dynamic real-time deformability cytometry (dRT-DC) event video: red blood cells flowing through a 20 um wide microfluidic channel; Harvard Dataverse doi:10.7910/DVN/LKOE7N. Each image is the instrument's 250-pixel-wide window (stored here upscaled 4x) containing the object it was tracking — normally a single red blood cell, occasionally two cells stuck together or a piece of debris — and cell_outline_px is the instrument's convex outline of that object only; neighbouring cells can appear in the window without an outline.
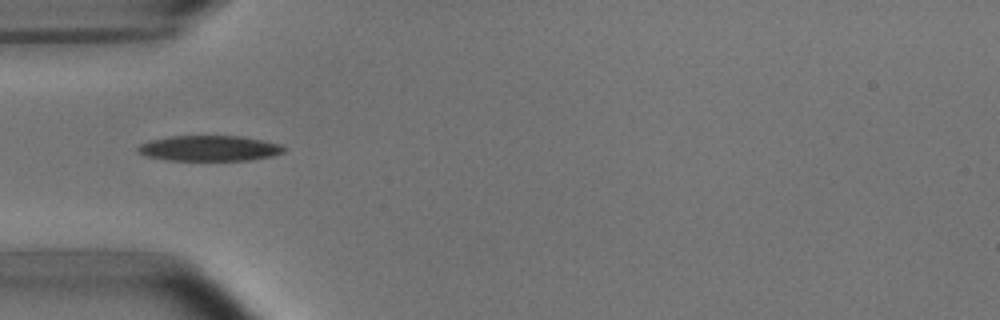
{"species": "common noctule bat (a hibernating species)", "species_latin": "Nyctalus noctula", "temperature_condition": "room temperature", "stored_images_in_passage": 12, "camera_frame_rate_fps": 3000, "um_per_image_px": 0.085, "animal": {"sex": "male", "body_mass_g": 15.6}, "frame": {"image": 1, "passage_image": 6, "time_ms": 1.667, "image_size_px": [1000, 320], "cell_outline_px": [[288, 148], [284, 152], [272, 156], [248, 160], [168, 160], [144, 156], [136, 152], [136, 148], [140, 144], [148, 140], [168, 136], [244, 136], [280, 144]], "centroid_in_image_um": [17.76, 12.6], "position_along_channel_um": 67.2, "area_um2": 21.96}}